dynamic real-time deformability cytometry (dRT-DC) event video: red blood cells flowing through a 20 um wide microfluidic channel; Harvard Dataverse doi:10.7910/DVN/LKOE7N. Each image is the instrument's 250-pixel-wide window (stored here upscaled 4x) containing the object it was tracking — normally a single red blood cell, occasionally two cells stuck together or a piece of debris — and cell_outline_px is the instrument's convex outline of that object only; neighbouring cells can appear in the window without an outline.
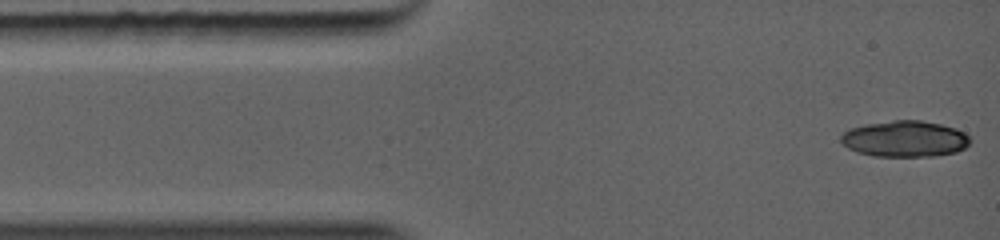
{"species": "common noctule bat (a hibernating species)", "species_latin": "Nyctalus noctula", "temperature_condition": "warm", "stored_images_in_passage": 12, "camera_frame_rate_fps": 5000, "um_per_image_px": 0.085, "animal": {"sex": "female", "body_mass_g": 19.0, "forearm_length_mm": 56.7}, "frame": {"image": 1, "passage_image": 1, "time_ms": 0.0, "image_size_px": [1000, 240], "cell_outline_px": [[968, 144], [964, 148], [956, 152], [936, 156], [872, 156], [856, 152], [848, 148], [844, 144], [844, 132], [852, 128], [876, 124], [904, 120], [912, 120], [936, 124], [952, 128], [968, 136]], "centroid_in_image_um": [76.93, 11.85], "position_along_channel_um": 8.1, "area_um2": 26.01}}